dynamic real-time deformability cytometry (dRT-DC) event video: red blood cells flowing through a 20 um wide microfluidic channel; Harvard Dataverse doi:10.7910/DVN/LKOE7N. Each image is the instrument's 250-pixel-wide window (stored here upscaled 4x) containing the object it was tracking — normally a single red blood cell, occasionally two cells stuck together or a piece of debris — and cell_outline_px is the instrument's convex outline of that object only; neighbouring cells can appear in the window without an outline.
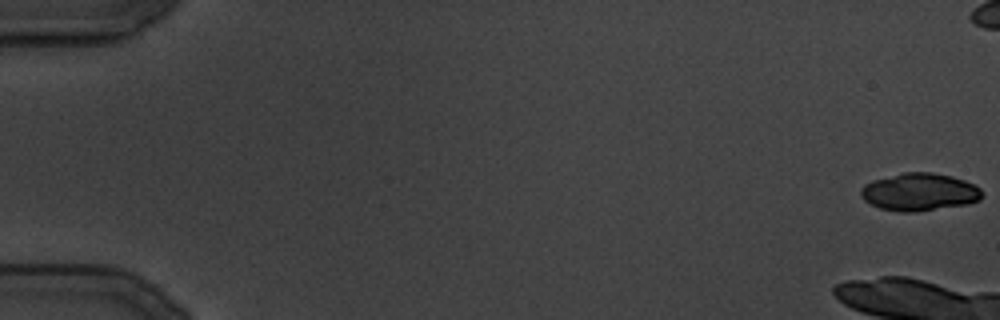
{"species": "common noctule bat (a hibernating species)", "species_latin": "Nyctalus noctula", "temperature_condition": "cold", "stored_images_in_passage": 23, "camera_frame_rate_fps": 3000, "um_per_image_px": 0.085, "animal": {"sex": "male", "body_mass_g": 19.5, "forearm_length_mm": 54.6}, "frame": {"image": 1, "passage_image": 1, "time_ms": 0.0, "image_size_px": [1000, 320], "cell_outline_px": [[984, 196], [980, 200], [968, 204], [912, 212], [900, 212], [880, 208], [864, 200], [860, 196], [860, 188], [864, 184], [872, 180], [904, 172], [932, 172], [952, 176], [964, 180], [980, 188], [984, 192]], "centroid_in_image_um": [78.15, 16.31], "position_along_channel_um": 6.8, "area_um2": 26.7}}